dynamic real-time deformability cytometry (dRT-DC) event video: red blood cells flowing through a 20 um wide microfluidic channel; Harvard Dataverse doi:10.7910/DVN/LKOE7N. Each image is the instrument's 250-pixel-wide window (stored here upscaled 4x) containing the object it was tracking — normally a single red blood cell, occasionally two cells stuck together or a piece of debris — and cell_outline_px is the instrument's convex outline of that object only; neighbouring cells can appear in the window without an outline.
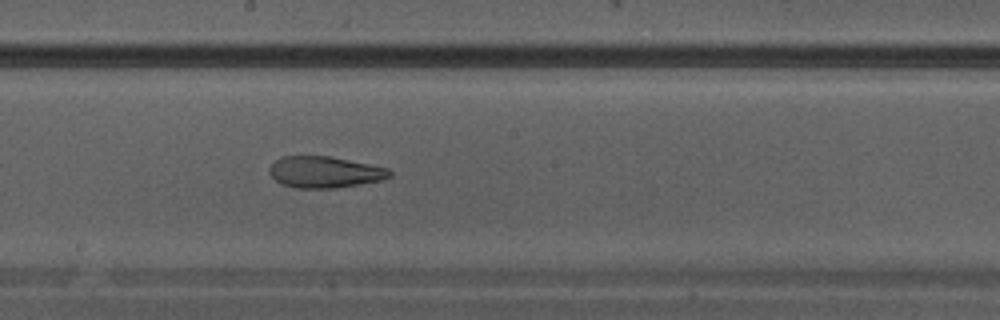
{"species": "Egyptian fruit bat (a non-hibernating species)", "species_latin": "Rousettus aegyptiacus", "temperature_condition": "warm", "stored_images_in_passage": 16, "camera_frame_rate_fps": 3000, "um_per_image_px": 0.085, "animal": {"sex": "male"}, "frame": {"image": 1, "passage_image": 16, "time_ms": 5.0, "image_size_px": [1000, 320], "cell_outline_px": [[392, 176], [384, 180], [336, 188], [296, 188], [284, 184], [276, 180], [268, 172], [268, 168], [276, 160], [284, 156], [328, 156], [388, 168], [392, 172]], "centroid_in_image_um": [27.62, 14.63], "position_along_channel_um": 220.6, "area_um2": 21.91}}